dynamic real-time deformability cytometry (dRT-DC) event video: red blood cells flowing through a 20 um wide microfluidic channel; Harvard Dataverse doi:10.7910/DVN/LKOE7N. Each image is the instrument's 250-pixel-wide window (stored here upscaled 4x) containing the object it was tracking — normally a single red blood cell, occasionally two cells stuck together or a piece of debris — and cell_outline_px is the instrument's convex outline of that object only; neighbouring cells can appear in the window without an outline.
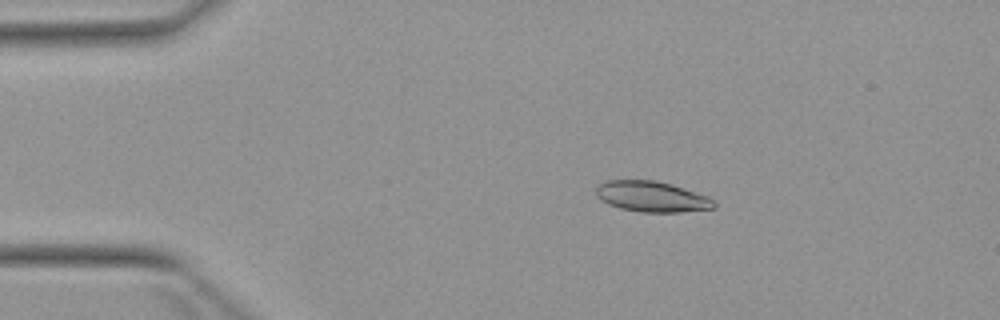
{"species": "Egyptian fruit bat (a non-hibernating species)", "species_latin": "Rousettus aegyptiacus", "temperature_condition": "warm", "stored_images_in_passage": 4, "camera_frame_rate_fps": 3000, "um_per_image_px": 0.085, "animal": {"sex": "female"}, "frame": {"image": 1, "passage_image": 2, "time_ms": 1.0, "image_size_px": [1000, 320], "cell_outline_px": [[716, 208], [680, 212], [640, 212], [620, 208], [608, 204], [596, 196], [596, 188], [604, 180], [656, 180], [708, 196], [716, 200]], "centroid_in_image_um": [55.41, 16.71], "position_along_channel_um": 29.6, "area_um2": 21.1}}
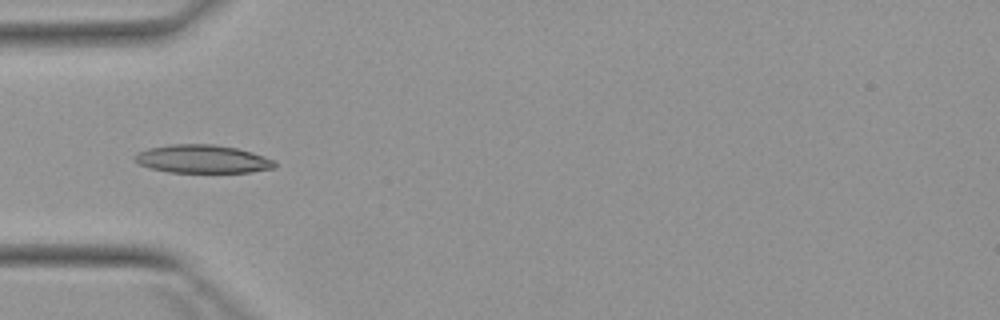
{"frame": {"image": 2, "passage_image": 4, "time_ms": 3.333, "image_size_px": [1000, 320], "cell_outline_px": [[276, 168], [252, 172], [168, 172], [148, 168], [132, 160], [132, 156], [136, 152], [148, 148], [172, 144], [212, 144], [236, 148], [252, 152], [276, 160]], "centroid_in_image_um": [17.19, 13.52], "position_along_channel_um": 67.8, "area_um2": 23.29}}